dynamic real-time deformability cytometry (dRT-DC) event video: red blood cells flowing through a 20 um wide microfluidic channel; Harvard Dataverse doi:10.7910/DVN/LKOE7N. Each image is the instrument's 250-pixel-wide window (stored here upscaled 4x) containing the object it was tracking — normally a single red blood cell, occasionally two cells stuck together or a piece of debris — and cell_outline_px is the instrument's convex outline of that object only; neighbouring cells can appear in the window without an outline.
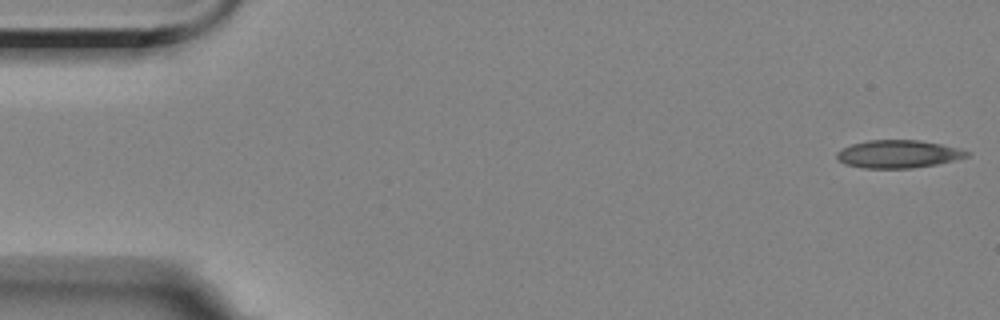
{"species": "Egyptian fruit bat (a non-hibernating species)", "species_latin": "Rousettus aegyptiacus", "temperature_condition": "room temperature", "stored_images_in_passage": 55, "camera_frame_rate_fps": 3000, "um_per_image_px": 0.085, "animal": {"sex": "female"}, "frame": {"image": 1, "passage_image": 1, "time_ms": 0.0, "image_size_px": [1000, 320], "cell_outline_px": [[972, 152], [968, 156], [936, 164], [912, 168], [864, 168], [844, 164], [836, 156], [836, 152], [840, 148], [852, 144], [868, 140], [920, 140], [960, 148]], "centroid_in_image_um": [76.33, 13.09], "position_along_channel_um": 8.7, "area_um2": 21.1}}
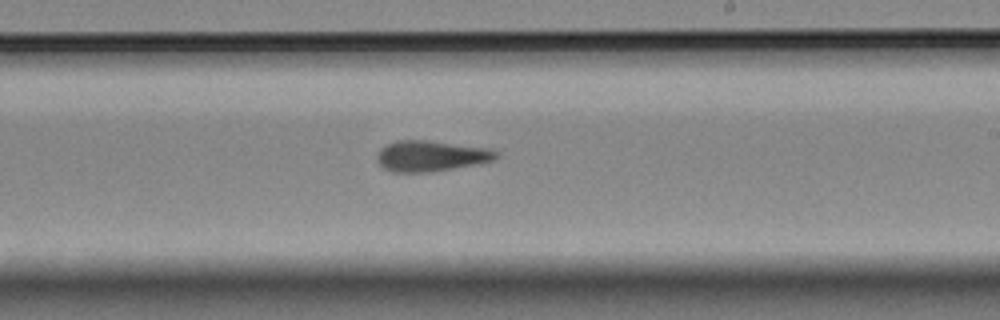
{"frame": {"image": 2, "passage_image": 32, "time_ms": 10.333, "image_size_px": [1000, 320], "cell_outline_px": [[500, 156], [492, 160], [476, 164], [428, 172], [392, 172], [384, 168], [376, 160], [376, 156], [380, 148], [396, 140], [428, 140], [488, 148], [496, 152]], "centroid_in_image_um": [36.59, 13.25], "position_along_channel_um": 252.4, "area_um2": 21.21}}
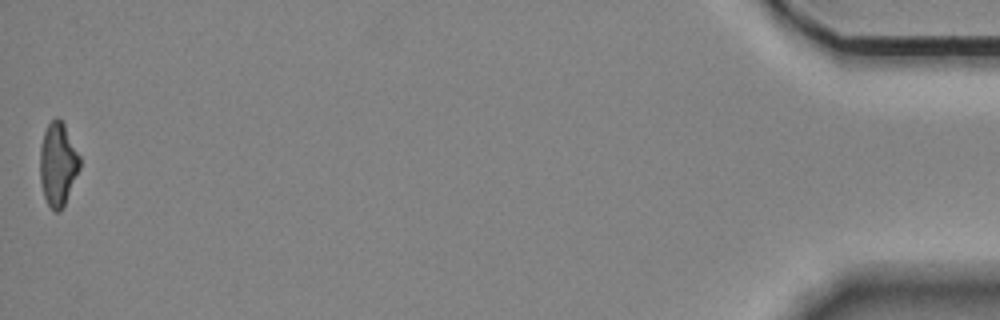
{"frame": {"image": 3, "passage_image": 55, "time_ms": 18.0, "image_size_px": [1000, 320], "cell_outline_px": [[80, 168], [64, 204], [60, 212], [56, 212], [48, 204], [44, 196], [40, 180], [40, 144], [44, 132], [48, 124], [56, 116], [60, 116], [80, 156]], "centroid_in_image_um": [4.91, 13.92], "position_along_channel_um": 430.3, "area_um2": 19.25}, "authors_computed_cell_mechanics": {"area_um2": 21.2126, "velocity_mm_per_s": 3.5568, "shape_relaxation_time_tau1_ms": null, "shape_relaxation_time_tau2_ms": 5.6801, "deformation_change_tau1": null, "deformation_change_tau2": 0.1537}}